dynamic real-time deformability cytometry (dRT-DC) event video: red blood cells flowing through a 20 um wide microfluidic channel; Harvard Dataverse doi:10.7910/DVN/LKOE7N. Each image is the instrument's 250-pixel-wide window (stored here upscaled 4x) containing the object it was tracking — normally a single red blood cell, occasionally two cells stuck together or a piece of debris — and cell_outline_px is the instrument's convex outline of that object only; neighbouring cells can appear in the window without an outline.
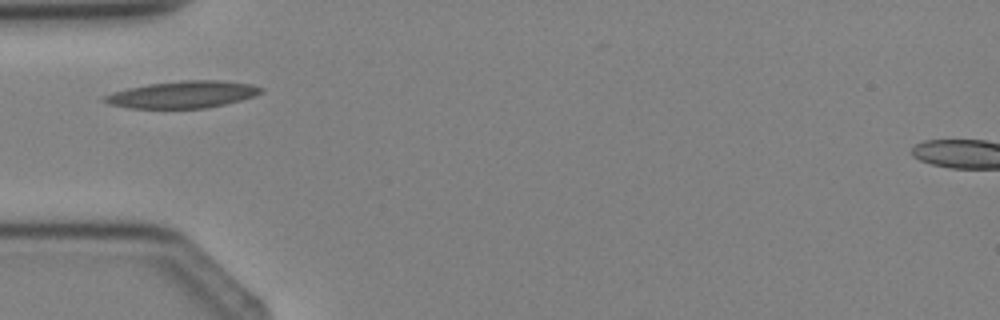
{"species": "Egyptian fruit bat (a non-hibernating species)", "species_latin": "Rousettus aegyptiacus", "temperature_condition": "cold", "stored_images_in_passage": 2, "camera_frame_rate_fps": 3000, "um_per_image_px": 0.085, "animal": {"sex": "female"}, "frame": {"image": 1, "passage_image": 2, "time_ms": 1.0, "image_size_px": [1000, 320], "cell_outline_px": [[264, 92], [240, 100], [224, 104], [204, 108], [128, 108], [108, 104], [100, 100], [104, 96], [112, 92], [128, 88], [148, 84], [184, 80], [220, 80], [252, 84], [264, 88]], "centroid_in_image_um": [15.5, 8.03], "position_along_channel_um": 69.5, "area_um2": 24.62}}